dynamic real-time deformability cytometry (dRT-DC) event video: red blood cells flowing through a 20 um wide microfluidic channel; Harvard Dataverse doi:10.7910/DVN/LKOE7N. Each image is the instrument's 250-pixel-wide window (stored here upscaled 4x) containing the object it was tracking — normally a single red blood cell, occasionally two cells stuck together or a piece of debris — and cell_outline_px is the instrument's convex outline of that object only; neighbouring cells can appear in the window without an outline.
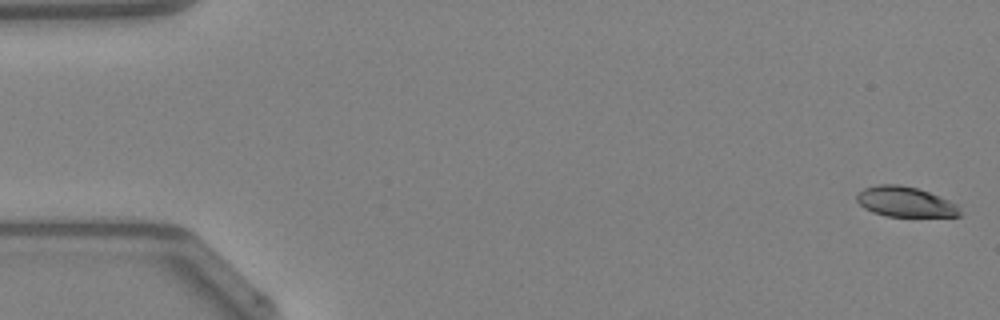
{"species": "Egyptian fruit bat (a non-hibernating species)", "species_latin": "Rousettus aegyptiacus", "temperature_condition": "warm", "stored_images_in_passage": 15, "camera_frame_rate_fps": 3000, "um_per_image_px": 0.085, "animal": {"sex": "female"}, "frame": {"image": 1, "passage_image": 1, "time_ms": 0.0, "image_size_px": [1000, 320], "cell_outline_px": [[960, 216], [884, 216], [872, 212], [864, 208], [856, 200], [856, 196], [864, 188], [880, 184], [900, 184], [916, 188], [928, 192], [948, 200], [956, 204], [960, 212]], "centroid_in_image_um": [76.9, 17.15], "position_along_channel_um": 8.1, "area_um2": 17.92}}
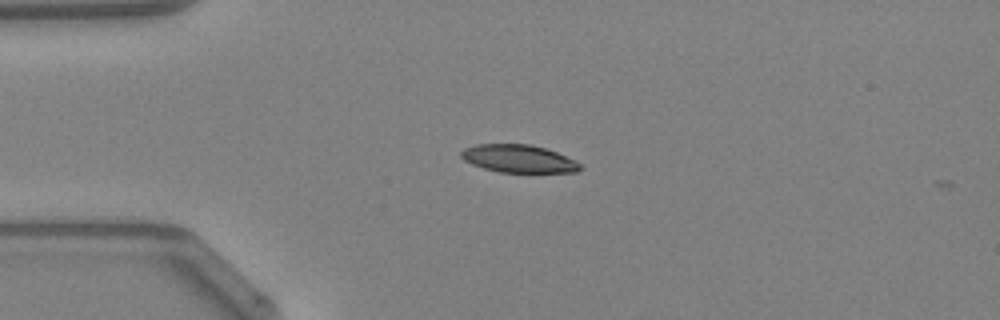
{"frame": {"image": 2, "passage_image": 12, "time_ms": 3.667, "image_size_px": [1000, 320], "cell_outline_px": [[584, 168], [576, 172], [500, 172], [484, 168], [472, 164], [464, 160], [460, 156], [460, 152], [464, 148], [476, 144], [532, 144], [556, 152], [576, 160]], "centroid_in_image_um": [44.09, 13.48], "position_along_channel_um": 40.9, "area_um2": 19.31}}